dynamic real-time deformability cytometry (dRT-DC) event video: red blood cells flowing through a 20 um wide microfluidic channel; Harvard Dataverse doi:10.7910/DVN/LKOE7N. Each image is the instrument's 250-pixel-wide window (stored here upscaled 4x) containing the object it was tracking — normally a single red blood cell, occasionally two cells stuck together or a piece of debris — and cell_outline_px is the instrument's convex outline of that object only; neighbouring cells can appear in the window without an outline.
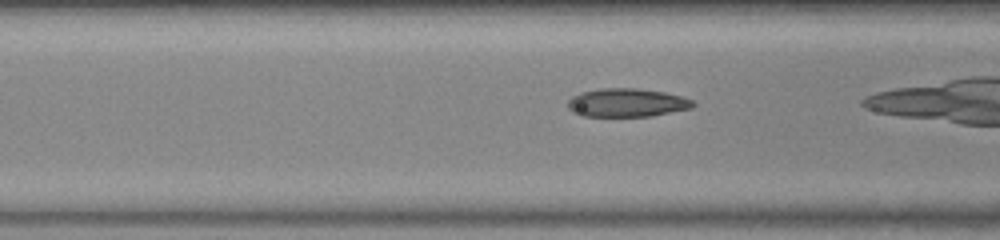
{"species": "common noctule bat (a hibernating species)", "species_latin": "Nyctalus noctula", "temperature_condition": "warm", "stored_images_in_passage": 28, "camera_frame_rate_fps": 3000, "um_per_image_px": 0.085, "animal": {"sex": "female", "body_mass_g": 23.0, "forearm_length_mm": 53.4}, "frame": {"image": 1, "passage_image": 8, "time_ms": 2.333, "image_size_px": [1000, 240], "cell_outline_px": [[696, 104], [692, 108], [652, 116], [584, 116], [572, 112], [568, 108], [568, 100], [572, 96], [580, 92], [600, 88], [636, 88], [664, 92], [680, 96], [692, 100]], "centroid_in_image_um": [53.27, 8.73], "position_along_channel_um": 113.3, "area_um2": 20.81}}
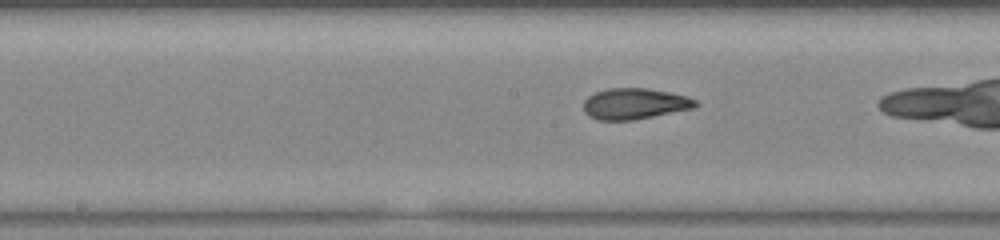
{"frame": {"image": 2, "passage_image": 14, "time_ms": 4.333, "image_size_px": [1000, 240], "cell_outline_px": [[700, 104], [696, 108], [632, 120], [596, 120], [588, 116], [584, 112], [584, 100], [588, 96], [596, 92], [608, 88], [648, 88], [688, 96], [696, 100]], "centroid_in_image_um": [53.96, 8.82], "position_along_channel_um": 194.2, "area_um2": 20.4}}
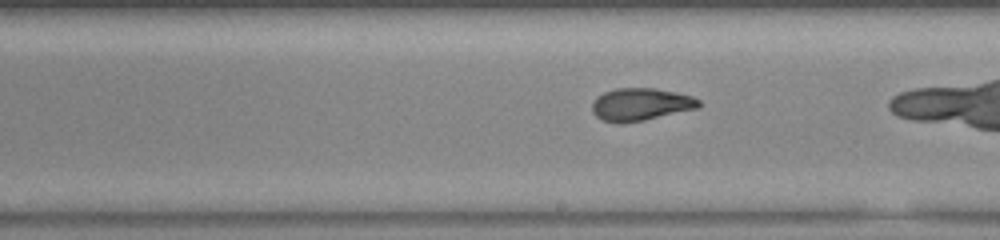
{"frame": {"image": 3, "passage_image": 17, "time_ms": 5.333, "image_size_px": [1000, 240], "cell_outline_px": [[700, 108], [644, 120], [624, 124], [620, 124], [604, 120], [596, 116], [592, 112], [592, 104], [596, 96], [604, 92], [616, 88], [656, 88], [676, 92], [692, 96], [700, 100]], "centroid_in_image_um": [54.46, 8.87], "position_along_channel_um": 234.5, "area_um2": 20.46}}